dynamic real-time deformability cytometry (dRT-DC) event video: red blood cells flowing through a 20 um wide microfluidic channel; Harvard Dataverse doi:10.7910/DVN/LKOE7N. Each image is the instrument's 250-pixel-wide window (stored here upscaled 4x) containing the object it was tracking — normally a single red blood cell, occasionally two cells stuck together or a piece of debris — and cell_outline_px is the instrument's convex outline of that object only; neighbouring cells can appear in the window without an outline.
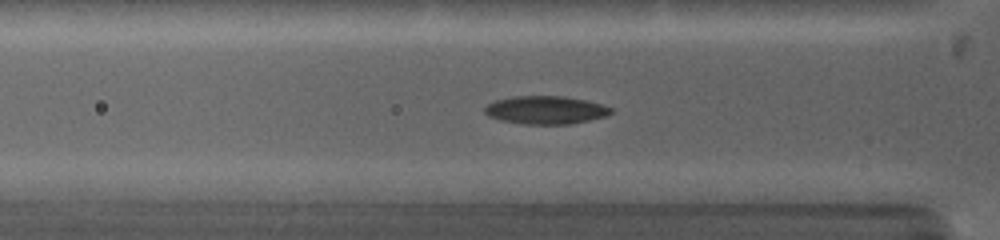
{"species": "common noctule bat (a hibernating species)", "species_latin": "Nyctalus noctula", "temperature_condition": "warm", "stored_images_in_passage": 33, "camera_frame_rate_fps": 5000, "um_per_image_px": 0.085, "animal": {"sex": "female", "body_mass_g": 19.0, "forearm_length_mm": 53.3}, "frame": {"image": 1, "passage_image": 7, "time_ms": 2.6, "image_size_px": [1000, 240], "cell_outline_px": [[612, 112], [604, 116], [588, 120], [568, 124], [524, 124], [500, 120], [488, 116], [484, 112], [484, 108], [488, 104], [496, 100], [512, 96], [564, 96], [584, 100], [600, 104], [612, 108]], "centroid_in_image_um": [46.33, 9.35], "position_along_channel_um": 79.5, "area_um2": 20.46}}
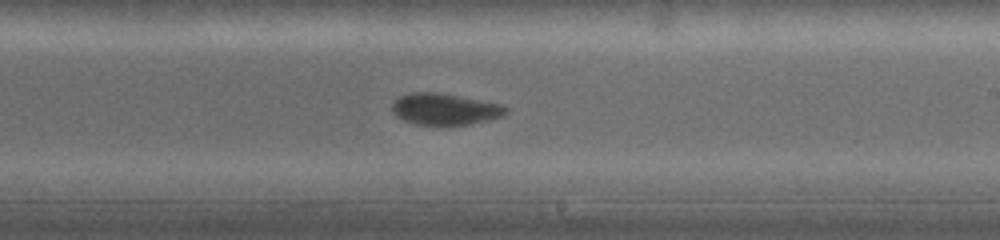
{"frame": {"image": 2, "passage_image": 16, "time_ms": 6.8, "image_size_px": [1000, 240], "cell_outline_px": [[508, 112], [500, 116], [488, 120], [468, 124], [416, 124], [404, 120], [396, 116], [392, 112], [392, 104], [400, 96], [408, 92], [440, 92], [500, 104], [508, 108]], "centroid_in_image_um": [37.78, 9.25], "position_along_channel_um": 251.2, "area_um2": 20.63}}
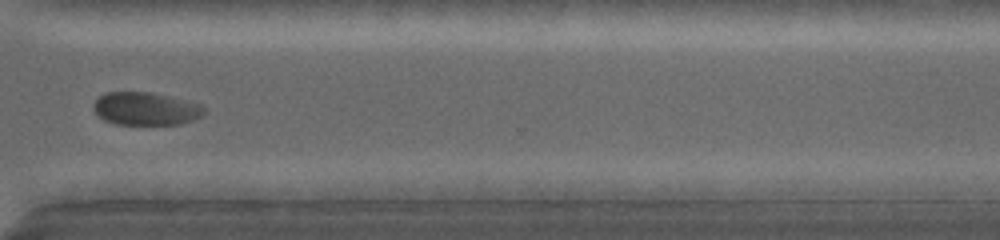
{"frame": {"image": 3, "passage_image": 22, "time_ms": 9.4, "image_size_px": [1000, 240], "cell_outline_px": [[204, 112], [200, 116], [192, 120], [180, 124], [116, 124], [104, 120], [92, 108], [92, 104], [104, 92], [148, 92], [200, 104], [204, 108]], "centroid_in_image_um": [12.33, 9.24], "position_along_channel_um": 358.3, "area_um2": 20.87}, "authors_computed_cell_mechanics": {"area_um2": 21.7906, "velocity_mm_per_s": 4.0949, "shape_relaxation_time_tau1_ms": 3.4875, "shape_relaxation_time_tau2_ms": 2.012, "deformation_change_tau1": 0.1012, "deformation_change_tau2": 0.0452}}